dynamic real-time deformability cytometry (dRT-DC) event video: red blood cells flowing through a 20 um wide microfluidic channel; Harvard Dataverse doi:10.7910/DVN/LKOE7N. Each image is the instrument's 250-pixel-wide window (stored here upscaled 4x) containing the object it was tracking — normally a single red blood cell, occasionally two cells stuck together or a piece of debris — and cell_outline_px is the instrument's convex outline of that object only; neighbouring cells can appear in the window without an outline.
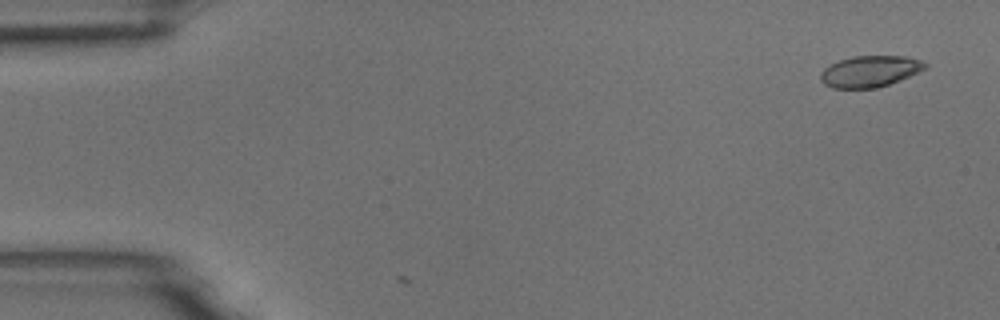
{"species": "common noctule bat (a hibernating species)", "species_latin": "Nyctalus noctula", "temperature_condition": "room temperature", "stored_images_in_passage": 3, "camera_frame_rate_fps": 3000, "um_per_image_px": 0.085, "animal": {"sex": "male", "body_mass_g": 18.8}, "frame": {"image": 1, "passage_image": 3, "time_ms": 0.667, "image_size_px": [1000, 320], "cell_outline_px": [[928, 64], [924, 68], [900, 80], [876, 88], [832, 88], [824, 84], [820, 80], [820, 72], [824, 68], [840, 60], [852, 56], [908, 56], [920, 60]], "centroid_in_image_um": [73.9, 6.06], "position_along_channel_um": 11.1, "area_um2": 18.9}}